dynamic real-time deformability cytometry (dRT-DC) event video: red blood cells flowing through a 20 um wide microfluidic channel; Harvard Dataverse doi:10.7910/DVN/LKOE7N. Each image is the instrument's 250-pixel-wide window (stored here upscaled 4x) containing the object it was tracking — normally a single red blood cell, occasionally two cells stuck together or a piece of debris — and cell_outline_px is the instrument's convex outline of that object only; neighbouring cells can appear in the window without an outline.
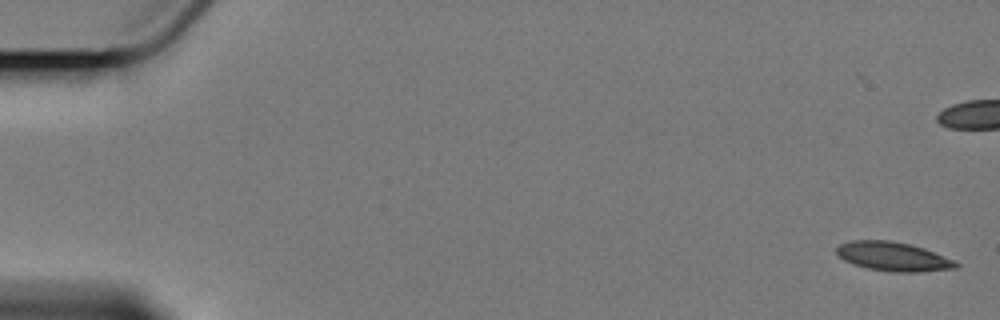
{"species": "Egyptian fruit bat (a non-hibernating species)", "species_latin": "Rousettus aegyptiacus", "temperature_condition": "cold", "stored_images_in_passage": 4, "camera_frame_rate_fps": 3000, "um_per_image_px": 0.085, "animal": {"sex": "female"}, "frame": {"image": 1, "passage_image": 1, "time_ms": 0.0, "image_size_px": [1000, 320], "cell_outline_px": [[960, 264], [956, 268], [916, 272], [896, 272], [868, 268], [844, 260], [836, 252], [836, 248], [840, 244], [852, 240], [888, 240], [908, 244], [924, 248], [956, 260]], "centroid_in_image_um": [75.95, 21.8], "position_along_channel_um": 9.0, "area_um2": 20.0}}